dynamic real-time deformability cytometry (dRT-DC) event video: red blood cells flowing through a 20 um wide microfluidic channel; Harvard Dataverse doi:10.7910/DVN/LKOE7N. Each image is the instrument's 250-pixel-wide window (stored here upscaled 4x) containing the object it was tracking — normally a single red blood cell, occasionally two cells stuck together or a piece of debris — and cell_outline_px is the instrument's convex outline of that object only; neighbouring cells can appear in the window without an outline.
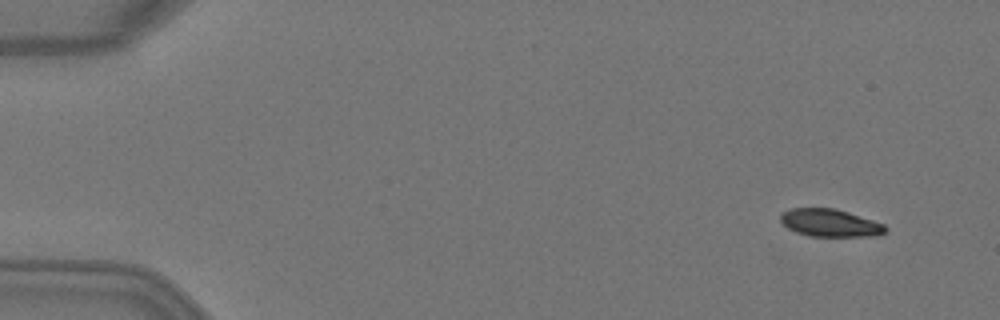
{"species": "Egyptian fruit bat (a non-hibernating species)", "species_latin": "Rousettus aegyptiacus", "temperature_condition": "warm", "stored_images_in_passage": 5, "camera_frame_rate_fps": 3000, "um_per_image_px": 0.085, "animal": {"sex": "female"}, "frame": {"image": 1, "passage_image": 2, "time_ms": 0.333, "image_size_px": [1000, 320], "cell_outline_px": [[888, 228], [884, 232], [876, 236], [812, 236], [796, 232], [788, 228], [780, 220], [780, 212], [788, 208], [836, 208], [884, 224]], "centroid_in_image_um": [70.52, 18.93], "position_along_channel_um": 14.5, "area_um2": 16.88}}
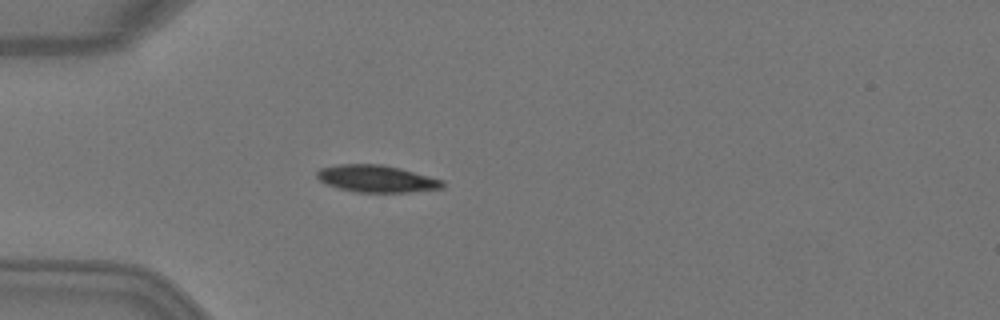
{"frame": {"image": 2, "passage_image": 5, "time_ms": 1.333, "image_size_px": [1000, 320], "cell_outline_px": [[444, 188], [408, 192], [356, 192], [340, 188], [328, 184], [320, 180], [316, 176], [316, 172], [320, 168], [340, 164], [380, 164], [400, 168], [444, 180]], "centroid_in_image_um": [32.03, 15.19], "position_along_channel_um": 53.0, "area_um2": 19.71}}